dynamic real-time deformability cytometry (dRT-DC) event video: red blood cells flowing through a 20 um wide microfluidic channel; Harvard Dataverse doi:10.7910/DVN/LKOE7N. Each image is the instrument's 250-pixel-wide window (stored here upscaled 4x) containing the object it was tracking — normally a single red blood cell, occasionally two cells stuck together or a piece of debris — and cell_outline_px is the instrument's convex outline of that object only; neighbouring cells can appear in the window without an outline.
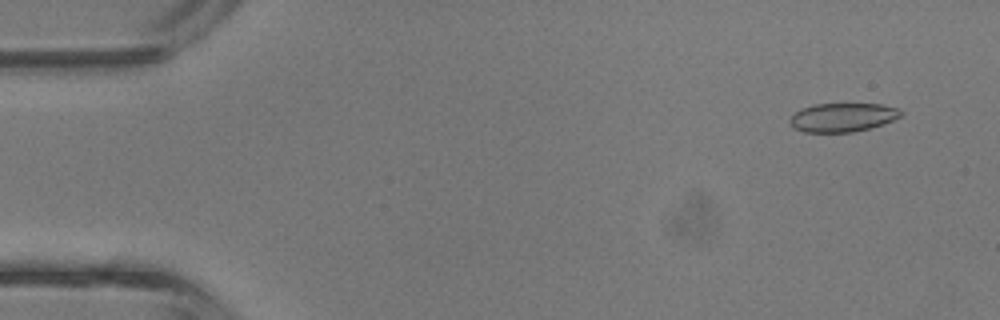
{"species": "common noctule bat (a hibernating species)", "species_latin": "Nyctalus noctula", "temperature_condition": "room temperature", "stored_images_in_passage": 43, "camera_frame_rate_fps": 3000, "um_per_image_px": 0.085, "animal": {"sex": "male", "body_mass_g": 13.3}, "frame": {"image": 1, "passage_image": 3, "time_ms": 0.667, "image_size_px": [1000, 320], "cell_outline_px": [[904, 112], [900, 116], [884, 124], [852, 132], [804, 132], [796, 128], [788, 120], [800, 108], [816, 104], [880, 104], [900, 108]], "centroid_in_image_um": [71.65, 9.97], "position_along_channel_um": 13.4, "area_um2": 18.5}}
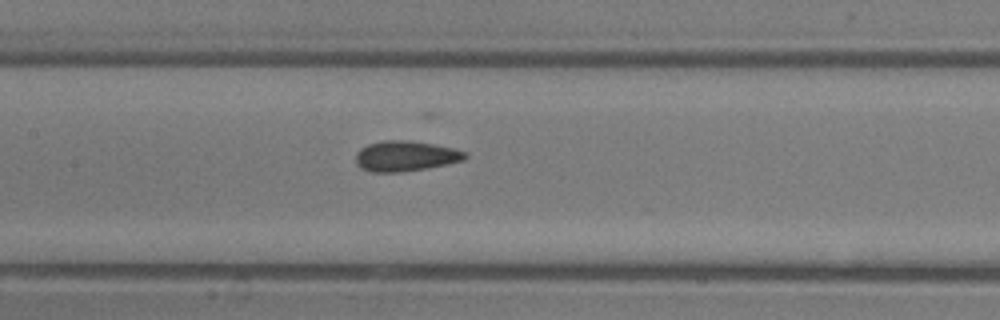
{"frame": {"image": 2, "passage_image": 20, "time_ms": 6.333, "image_size_px": [1000, 320], "cell_outline_px": [[468, 156], [464, 160], [448, 164], [400, 172], [372, 172], [360, 168], [356, 164], [356, 152], [360, 148], [368, 144], [384, 140], [408, 140], [432, 144], [452, 148], [468, 152]], "centroid_in_image_um": [34.45, 13.26], "position_along_channel_um": 172.9, "area_um2": 19.36}}
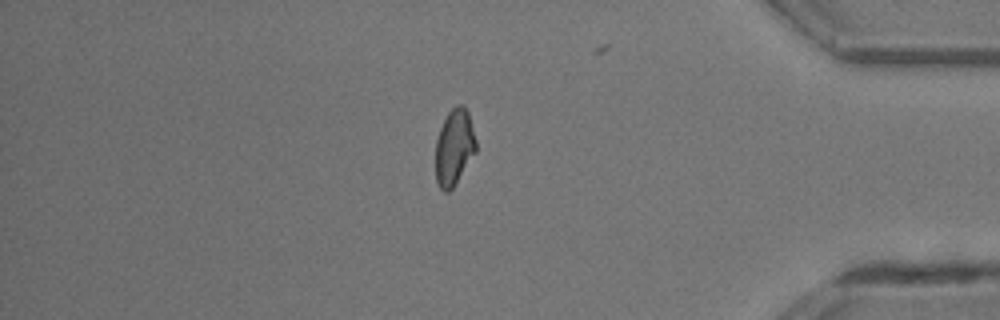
{"frame": {"image": 3, "passage_image": 36, "time_ms": 11.667, "image_size_px": [1000, 320], "cell_outline_px": [[476, 152], [452, 188], [448, 192], [444, 192], [440, 188], [436, 180], [436, 140], [440, 128], [448, 112], [456, 104], [464, 104], [468, 112], [476, 140]], "centroid_in_image_um": [38.61, 12.49], "position_along_channel_um": 396.6, "area_um2": 17.86}, "authors_computed_cell_mechanics": {"area_um2": 18.785, "velocity_mm_per_s": 4.8528, "shape_relaxation_time_tau1_ms": null, "shape_relaxation_time_tau2_ms": 1.2418, "deformation_change_tau1": null, "deformation_change_tau2": 0.0668}}